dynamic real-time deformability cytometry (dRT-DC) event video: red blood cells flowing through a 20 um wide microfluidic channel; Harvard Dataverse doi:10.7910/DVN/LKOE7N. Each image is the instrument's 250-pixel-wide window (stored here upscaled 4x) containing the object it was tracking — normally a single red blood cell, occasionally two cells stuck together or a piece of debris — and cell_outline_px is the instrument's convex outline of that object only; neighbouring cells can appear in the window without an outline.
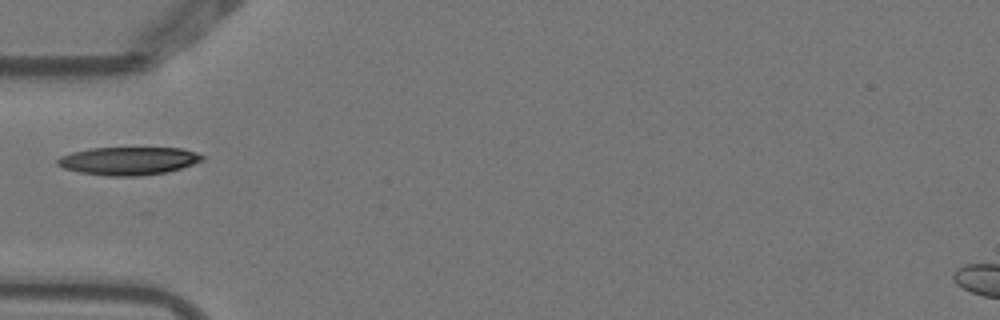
{"species": "Egyptian fruit bat (a non-hibernating species)", "species_latin": "Rousettus aegyptiacus", "temperature_condition": "warm", "stored_images_in_passage": 6, "camera_frame_rate_fps": 3000, "um_per_image_px": 0.085, "animal": {"sex": "female"}, "frame": {"image": 1, "passage_image": 1, "time_ms": 0.0, "image_size_px": [1000, 320], "cell_outline_px": [[204, 160], [180, 168], [164, 172], [140, 176], [108, 176], [80, 172], [64, 168], [56, 164], [56, 160], [60, 156], [72, 152], [88, 148], [180, 148], [196, 152], [204, 156]], "centroid_in_image_um": [10.89, 13.67], "position_along_channel_um": 74.1, "area_um2": 23.52}}
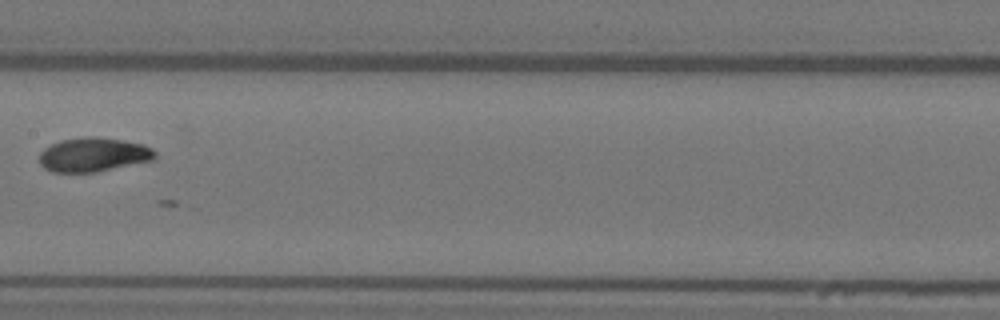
{"frame": {"image": 2, "passage_image": 4, "time_ms": 1.0, "image_size_px": [1000, 320], "cell_outline_px": [[156, 156], [152, 160], [96, 172], [52, 172], [44, 168], [40, 164], [40, 152], [44, 148], [60, 140], [84, 136], [96, 136], [124, 140], [144, 144], [152, 148], [156, 152]], "centroid_in_image_um": [7.94, 13.13], "position_along_channel_um": 199.5, "area_um2": 23.12}}